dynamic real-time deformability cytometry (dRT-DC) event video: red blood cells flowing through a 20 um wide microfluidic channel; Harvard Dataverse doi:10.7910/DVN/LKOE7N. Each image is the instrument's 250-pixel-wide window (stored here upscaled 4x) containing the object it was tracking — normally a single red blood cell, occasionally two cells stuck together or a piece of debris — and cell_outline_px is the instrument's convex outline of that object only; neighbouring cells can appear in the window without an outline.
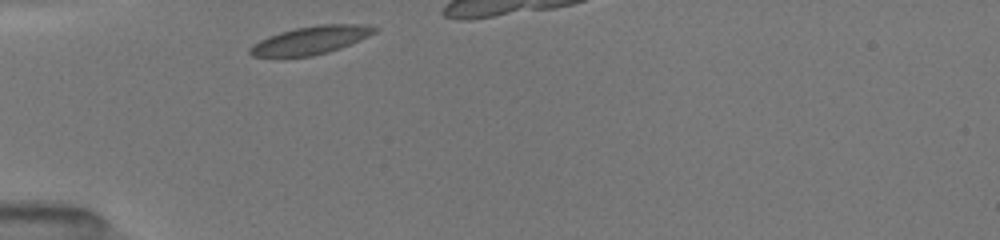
{"species": "common noctule bat (a hibernating species)", "species_latin": "Nyctalus noctula", "temperature_condition": "room temperature", "stored_images_in_passage": 6, "camera_frame_rate_fps": 3000, "um_per_image_px": 0.085, "animal": {"sex": "female", "body_mass_g": 19.5, "forearm_length_mm": 54.1}, "frame": {"image": 1, "passage_image": 1, "time_ms": 0.0, "image_size_px": [1000, 240], "cell_outline_px": [[380, 28], [376, 32], [360, 40], [340, 48], [328, 52], [312, 56], [252, 56], [248, 52], [248, 48], [260, 40], [268, 36], [280, 32], [296, 28], [320, 24], [360, 24]], "centroid_in_image_um": [26.43, 3.41], "position_along_channel_um": 58.6, "area_um2": 20.17}}
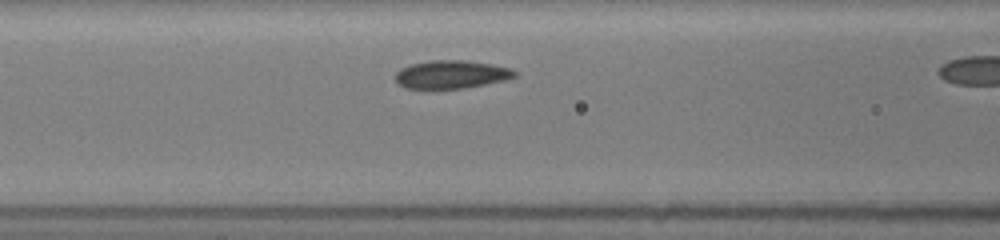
{"frame": {"image": 2, "passage_image": 5, "time_ms": 2.0, "image_size_px": [1000, 240], "cell_outline_px": [[520, 76], [504, 80], [464, 88], [428, 92], [404, 88], [396, 84], [396, 72], [400, 68], [412, 64], [432, 60], [468, 60], [492, 64], [512, 68]], "centroid_in_image_um": [38.31, 6.37], "position_along_channel_um": 128.3, "area_um2": 20.52}}